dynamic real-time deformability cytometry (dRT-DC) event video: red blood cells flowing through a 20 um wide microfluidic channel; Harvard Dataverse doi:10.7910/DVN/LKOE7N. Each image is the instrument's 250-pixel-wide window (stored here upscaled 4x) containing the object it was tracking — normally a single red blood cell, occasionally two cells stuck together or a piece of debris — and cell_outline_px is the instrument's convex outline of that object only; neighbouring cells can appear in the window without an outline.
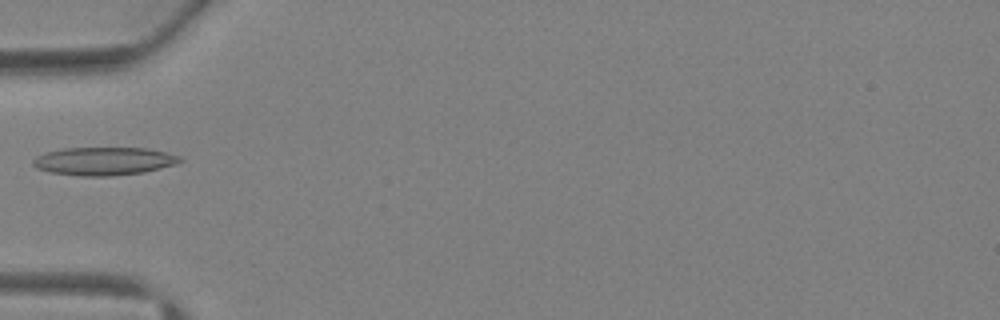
{"species": "Egyptian fruit bat (a non-hibernating species)", "species_latin": "Rousettus aegyptiacus", "temperature_condition": "warm", "stored_images_in_passage": 2, "camera_frame_rate_fps": 3000, "um_per_image_px": 0.085, "animal": {"sex": "female"}, "frame": {"image": 1, "passage_image": 2, "time_ms": 1.333, "image_size_px": [1000, 320], "cell_outline_px": [[184, 160], [176, 164], [144, 172], [112, 176], [80, 176], [48, 172], [36, 168], [32, 164], [32, 160], [36, 156], [48, 152], [64, 148], [148, 148], [168, 152], [180, 156]], "centroid_in_image_um": [8.85, 13.7], "position_along_channel_um": 76.2, "area_um2": 24.22}}